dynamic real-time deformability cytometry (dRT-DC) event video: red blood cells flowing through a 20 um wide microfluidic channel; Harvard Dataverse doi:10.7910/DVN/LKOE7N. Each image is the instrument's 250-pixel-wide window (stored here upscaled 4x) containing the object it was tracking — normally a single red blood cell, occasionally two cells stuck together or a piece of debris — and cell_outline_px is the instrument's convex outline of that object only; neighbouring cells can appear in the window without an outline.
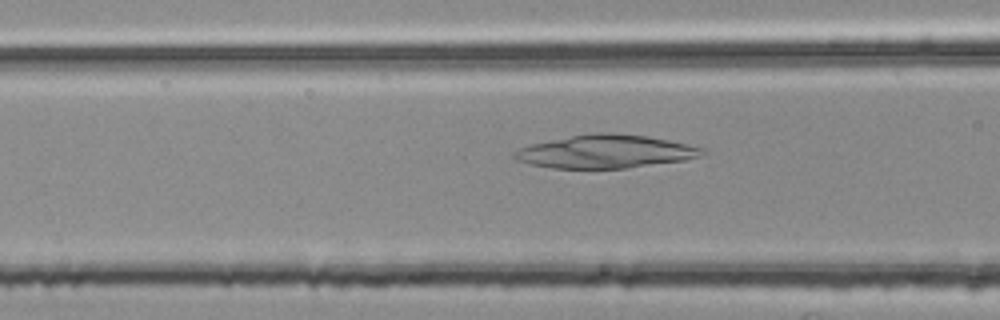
{"species": "common noctule bat (a hibernating species)", "species_latin": "Nyctalus noctula", "temperature_condition": "room temperature", "stored_images_in_passage": 19, "camera_frame_rate_fps": 3000, "um_per_image_px": 0.085, "animal": {"sex": "female", "body_mass_g": 25.1}, "frame": {"image": 1, "passage_image": 16, "time_ms": 5.0, "image_size_px": [1000, 320], "cell_outline_px": [[708, 152], [700, 156], [684, 160], [624, 168], [552, 168], [532, 164], [516, 160], [512, 156], [512, 152], [520, 148], [532, 144], [592, 132], [608, 132], [644, 136], [668, 140], [688, 144], [704, 148]], "centroid_in_image_um": [51.48, 12.88], "position_along_channel_um": 115.1, "area_um2": 36.01}}